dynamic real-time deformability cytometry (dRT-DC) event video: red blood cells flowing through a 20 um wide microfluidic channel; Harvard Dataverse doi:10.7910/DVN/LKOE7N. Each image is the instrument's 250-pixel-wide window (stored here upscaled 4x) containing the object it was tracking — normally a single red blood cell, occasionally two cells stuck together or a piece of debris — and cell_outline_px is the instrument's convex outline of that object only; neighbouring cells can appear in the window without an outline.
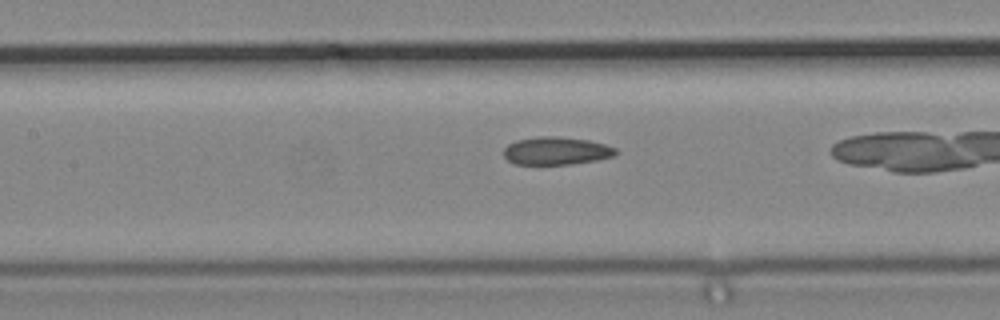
{"species": "common noctule bat (a hibernating species)", "species_latin": "Nyctalus noctula", "temperature_condition": "cold", "stored_images_in_passage": 29, "camera_frame_rate_fps": 3000, "um_per_image_px": 0.085, "animal": {"sex": "male", "body_mass_g": 19.2, "forearm_length_mm": 51.8}, "frame": {"image": 1, "passage_image": 13, "time_ms": 4.0, "image_size_px": [1000, 320], "cell_outline_px": [[616, 156], [596, 160], [572, 164], [516, 164], [508, 160], [504, 156], [504, 148], [508, 144], [516, 140], [536, 136], [552, 136], [588, 140], [604, 144], [616, 148]], "centroid_in_image_um": [47.27, 12.82], "position_along_channel_um": 160.1, "area_um2": 18.15}}
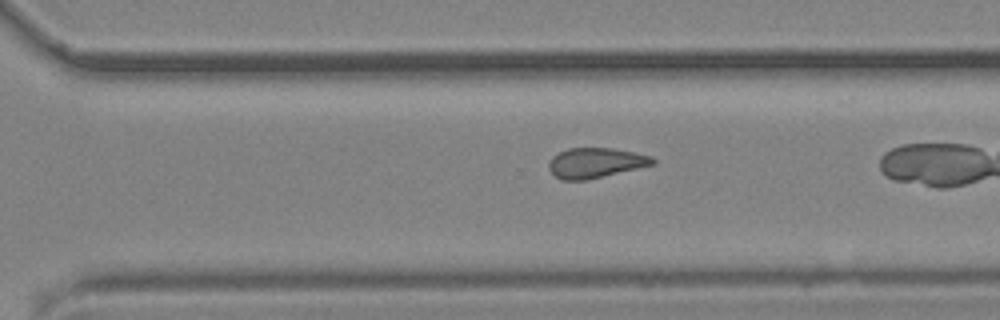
{"frame": {"image": 2, "passage_image": 25, "time_ms": 8.0, "image_size_px": [1000, 320], "cell_outline_px": [[656, 164], [588, 180], [560, 180], [548, 168], [548, 164], [552, 156], [568, 148], [612, 148], [652, 156], [656, 160]], "centroid_in_image_um": [50.63, 13.85], "position_along_channel_um": 320.0, "area_um2": 18.26}}